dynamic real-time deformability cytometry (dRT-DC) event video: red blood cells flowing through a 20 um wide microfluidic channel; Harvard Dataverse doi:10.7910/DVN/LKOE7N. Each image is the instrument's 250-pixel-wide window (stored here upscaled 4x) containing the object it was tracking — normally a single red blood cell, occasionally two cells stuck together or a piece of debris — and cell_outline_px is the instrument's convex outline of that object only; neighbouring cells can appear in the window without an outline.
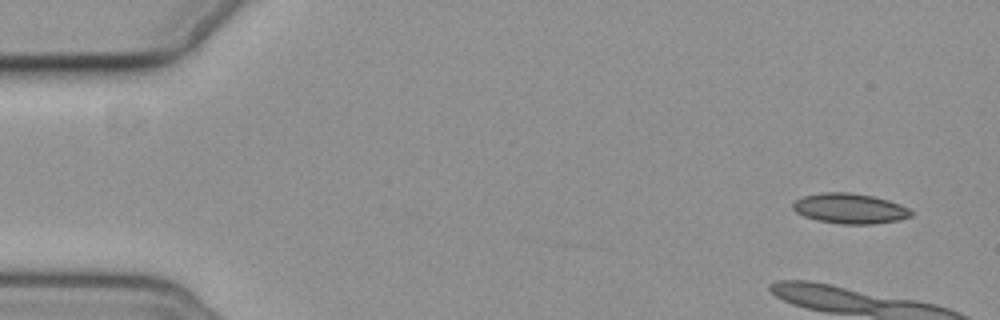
{"species": "common noctule bat (a hibernating species)", "species_latin": "Nyctalus noctula", "temperature_condition": "cold", "stored_images_in_passage": 7, "camera_frame_rate_fps": 3000, "um_per_image_px": 0.085, "animal": {"sex": "female", "body_mass_g": 19.3, "forearm_length_mm": 54.1}, "frame": {"image": 1, "passage_image": 1, "time_ms": 0.0, "image_size_px": [1000, 320], "cell_outline_px": [[912, 216], [900, 220], [872, 224], [840, 224], [816, 220], [804, 216], [796, 212], [792, 208], [792, 204], [796, 200], [804, 196], [820, 192], [848, 192], [872, 196], [888, 200], [900, 204], [908, 208], [912, 212]], "centroid_in_image_um": [72.23, 17.72], "position_along_channel_um": 12.8, "area_um2": 20.87}}